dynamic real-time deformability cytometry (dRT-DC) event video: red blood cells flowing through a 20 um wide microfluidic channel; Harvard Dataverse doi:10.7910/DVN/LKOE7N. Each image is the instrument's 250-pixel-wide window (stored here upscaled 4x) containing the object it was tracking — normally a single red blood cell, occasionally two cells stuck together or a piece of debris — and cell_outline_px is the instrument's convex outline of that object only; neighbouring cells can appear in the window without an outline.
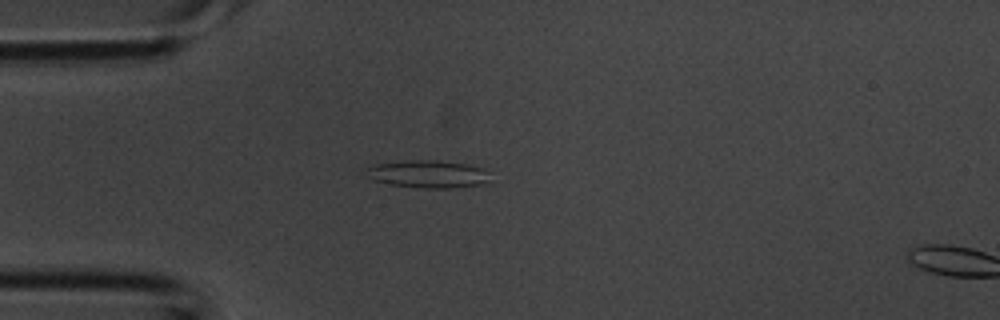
{"species": "common noctule bat (a hibernating species)", "species_latin": "Nyctalus noctula", "temperature_condition": "room temperature", "stored_images_in_passage": 3, "camera_frame_rate_fps": 3000, "um_per_image_px": 0.085, "animal": {"sex": "male", "body_mass_g": 20.1, "forearm_length_mm": 53.5}, "frame": {"image": 1, "passage_image": 2, "time_ms": 0.333, "image_size_px": [1000, 320], "cell_outline_px": [[488, 180], [480, 184], [448, 188], [424, 188], [392, 184], [376, 180], [364, 176], [364, 168], [372, 164], [404, 160], [436, 160], [464, 164], [480, 168]], "centroid_in_image_um": [36.2, 14.78], "position_along_channel_um": 48.8, "area_um2": 19.54}}